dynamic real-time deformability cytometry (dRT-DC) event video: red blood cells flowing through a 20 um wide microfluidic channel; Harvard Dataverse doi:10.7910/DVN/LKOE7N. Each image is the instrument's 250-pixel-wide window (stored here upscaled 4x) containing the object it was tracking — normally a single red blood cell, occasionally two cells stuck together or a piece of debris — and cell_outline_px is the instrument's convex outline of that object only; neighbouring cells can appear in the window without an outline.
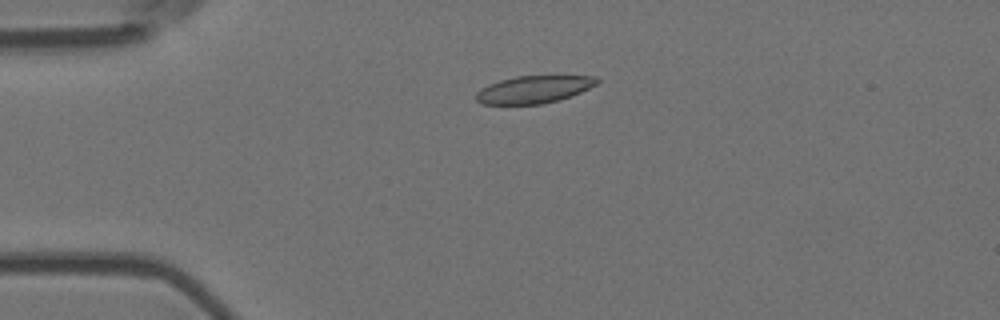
{"species": "Egyptian fruit bat (a non-hibernating species)", "species_latin": "Rousettus aegyptiacus", "temperature_condition": "room temperature", "stored_images_in_passage": 44, "camera_frame_rate_fps": 3000, "um_per_image_px": 0.085, "animal": {"sex": "female"}, "frame": {"image": 1, "passage_image": 1, "time_ms": 0.0, "image_size_px": [1000, 320], "cell_outline_px": [[600, 80], [596, 84], [572, 96], [560, 100], [540, 104], [480, 104], [476, 100], [476, 92], [480, 88], [488, 84], [500, 80], [516, 76], [596, 76]], "centroid_in_image_um": [45.35, 7.6], "position_along_channel_um": 39.7, "area_um2": 19.36}}
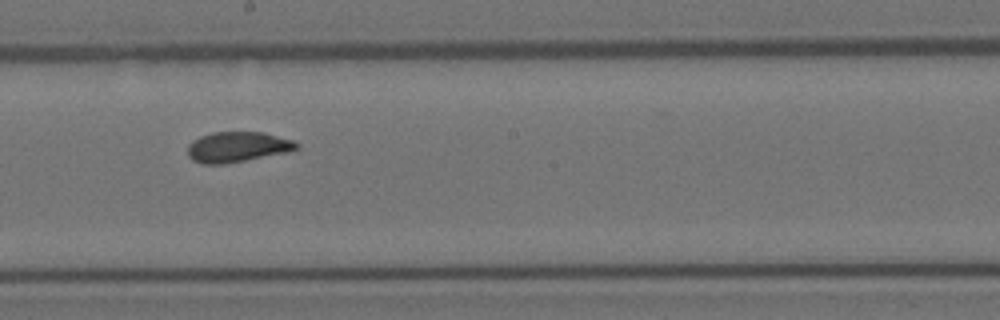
{"frame": {"image": 2, "passage_image": 19, "time_ms": 6.0, "image_size_px": [1000, 320], "cell_outline_px": [[300, 144], [296, 148], [288, 152], [224, 164], [200, 164], [192, 160], [188, 156], [188, 144], [192, 140], [200, 136], [212, 132], [264, 132], [292, 140]], "centroid_in_image_um": [20.14, 12.49], "position_along_channel_um": 228.1, "area_um2": 19.31}}
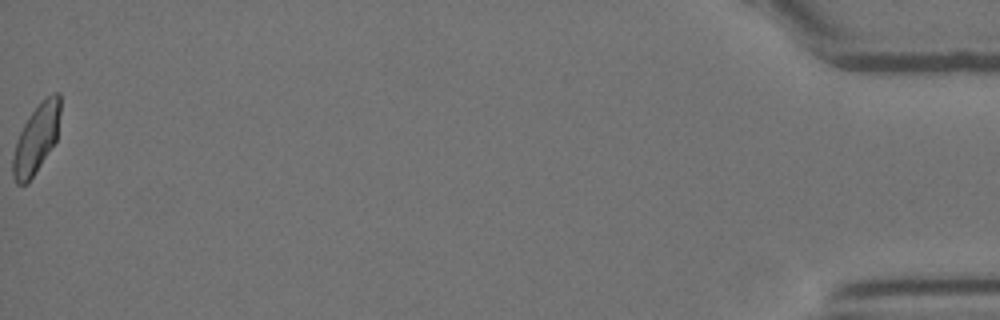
{"frame": {"image": 3, "passage_image": 44, "time_ms": 14.333, "image_size_px": [1000, 320], "cell_outline_px": [[60, 112], [56, 140], [28, 184], [16, 184], [12, 176], [12, 156], [16, 140], [24, 124], [40, 100], [44, 96], [52, 92], [60, 92]], "centroid_in_image_um": [3.07, 11.77], "position_along_channel_um": 432.1, "area_um2": 19.13}, "authors_computed_cell_mechanics": {"area_um2": 19.1318, "velocity_mm_per_s": 3.6492, "shape_relaxation_time_tau1_ms": 5.2003, "shape_relaxation_time_tau2_ms": 1.1211, "deformation_change_tau1": 0.1574, "deformation_change_tau2": 0.0416}}